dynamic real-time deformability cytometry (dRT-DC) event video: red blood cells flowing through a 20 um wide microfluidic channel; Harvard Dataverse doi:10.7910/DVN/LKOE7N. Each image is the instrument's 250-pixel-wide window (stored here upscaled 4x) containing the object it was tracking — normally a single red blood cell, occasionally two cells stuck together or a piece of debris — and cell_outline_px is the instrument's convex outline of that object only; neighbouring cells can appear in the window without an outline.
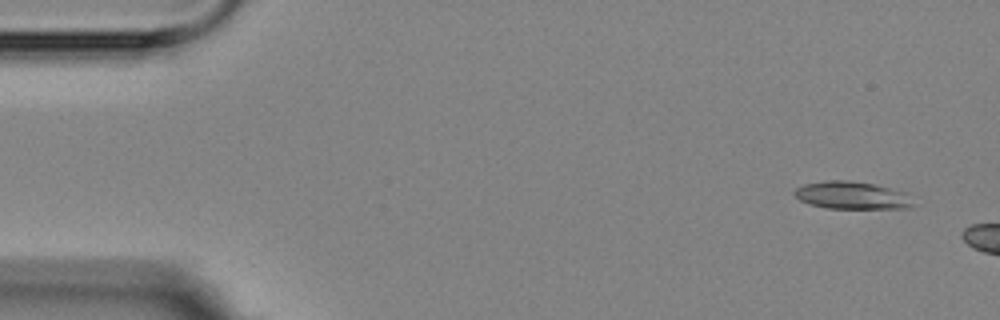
{"species": "Egyptian fruit bat (a non-hibernating species)", "species_latin": "Rousettus aegyptiacus", "temperature_condition": "room temperature", "stored_images_in_passage": 4, "camera_frame_rate_fps": 3000, "um_per_image_px": 0.085, "animal": {"sex": "female"}, "frame": {"image": 1, "passage_image": 1, "time_ms": 0.0, "image_size_px": [1000, 320], "cell_outline_px": [[920, 196], [912, 208], [824, 208], [808, 204], [800, 200], [792, 192], [796, 188], [804, 184], [824, 180], [848, 180], [876, 184], [908, 192]], "centroid_in_image_um": [72.56, 16.6], "position_along_channel_um": 12.4, "area_um2": 19.88}}